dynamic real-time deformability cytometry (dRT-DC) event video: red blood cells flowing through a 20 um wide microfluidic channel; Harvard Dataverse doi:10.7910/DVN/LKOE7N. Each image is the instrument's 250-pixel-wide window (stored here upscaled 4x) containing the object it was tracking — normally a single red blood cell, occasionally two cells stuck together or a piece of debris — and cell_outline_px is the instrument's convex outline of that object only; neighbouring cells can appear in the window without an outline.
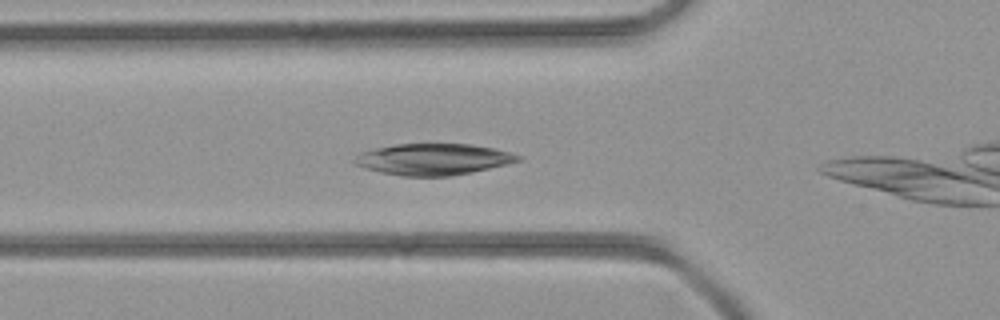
{"species": "common noctule bat (a hibernating species)", "species_latin": "Nyctalus noctula", "temperature_condition": "room temperature", "stored_images_in_passage": 6, "camera_frame_rate_fps": 3000, "um_per_image_px": 0.085, "animal": {"sex": "female", "body_mass_g": 21.9}, "frame": {"image": 1, "passage_image": 2, "time_ms": 0.333, "image_size_px": [1000, 320], "cell_outline_px": [[524, 156], [520, 160], [508, 164], [472, 172], [452, 176], [404, 176], [380, 172], [364, 168], [356, 164], [352, 160], [360, 152], [376, 148], [396, 144], [472, 144], [496, 148], [512, 152]], "centroid_in_image_um": [36.87, 13.53], "position_along_channel_um": 88.9, "area_um2": 30.06}}
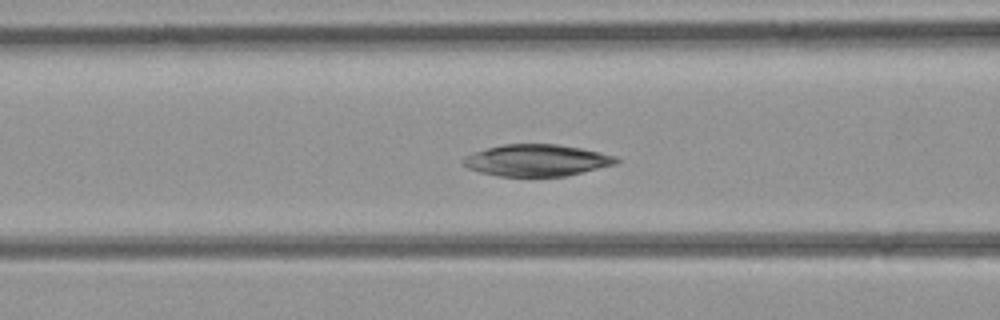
{"frame": {"image": 2, "passage_image": 4, "time_ms": 1.0, "image_size_px": [1000, 320], "cell_outline_px": [[620, 160], [616, 164], [564, 176], [496, 176], [480, 172], [468, 168], [460, 160], [464, 156], [472, 152], [504, 144], [556, 144], [580, 148], [616, 156]], "centroid_in_image_um": [45.58, 13.62], "position_along_channel_um": 121.0, "area_um2": 28.15}}